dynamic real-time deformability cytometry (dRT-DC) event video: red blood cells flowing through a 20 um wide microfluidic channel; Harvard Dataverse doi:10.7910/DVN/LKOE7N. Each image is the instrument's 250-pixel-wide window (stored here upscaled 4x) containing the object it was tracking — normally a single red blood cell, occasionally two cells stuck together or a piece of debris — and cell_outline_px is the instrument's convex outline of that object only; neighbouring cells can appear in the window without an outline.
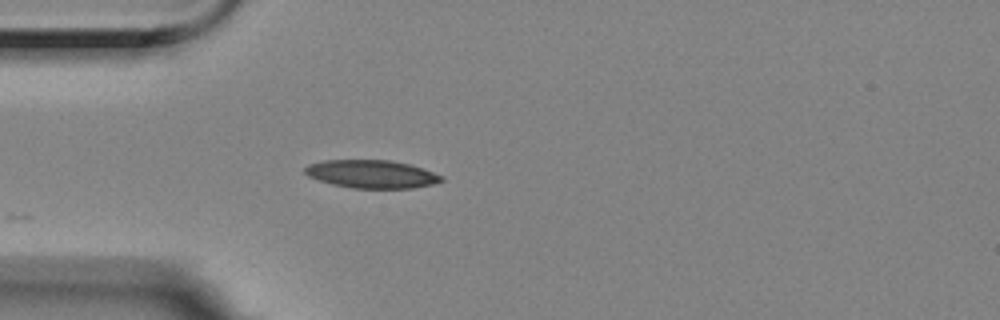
{"species": "Egyptian fruit bat (a non-hibernating species)", "species_latin": "Rousettus aegyptiacus", "temperature_condition": "room temperature", "stored_images_in_passage": 3, "camera_frame_rate_fps": 3000, "um_per_image_px": 0.085, "animal": {"sex": "female"}, "frame": {"image": 1, "passage_image": 1, "time_ms": 0.0, "image_size_px": [1000, 320], "cell_outline_px": [[444, 180], [432, 184], [412, 188], [352, 188], [332, 184], [308, 176], [304, 172], [304, 168], [308, 164], [324, 160], [388, 160], [408, 164], [444, 176]], "centroid_in_image_um": [31.56, 14.79], "position_along_channel_um": 53.4, "area_um2": 22.14}}